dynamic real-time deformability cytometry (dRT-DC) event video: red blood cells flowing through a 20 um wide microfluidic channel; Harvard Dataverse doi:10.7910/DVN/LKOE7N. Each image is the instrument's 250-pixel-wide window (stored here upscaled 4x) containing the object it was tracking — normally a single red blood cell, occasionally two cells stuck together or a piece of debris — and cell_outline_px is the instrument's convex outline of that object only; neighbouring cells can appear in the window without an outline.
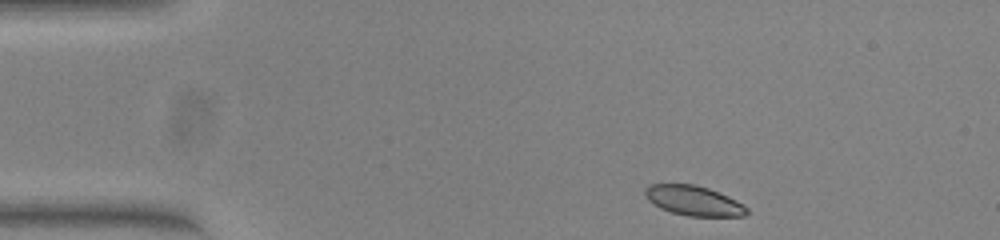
{"species": "common noctule bat (a hibernating species)", "species_latin": "Nyctalus noctula", "temperature_condition": "warm", "stored_images_in_passage": 46, "camera_frame_rate_fps": 3000, "um_per_image_px": 0.085, "animal": {"sex": "female", "body_mass_g": 23.0, "forearm_length_mm": 53.4}, "frame": {"image": 1, "passage_image": 1, "time_ms": 0.0, "image_size_px": [1000, 240], "cell_outline_px": [[748, 212], [744, 216], [688, 216], [672, 212], [660, 208], [648, 200], [644, 196], [644, 188], [648, 184], [696, 184], [708, 188], [728, 196], [744, 204], [748, 208]], "centroid_in_image_um": [58.94, 17.05], "position_along_channel_um": 26.1, "area_um2": 17.8}}
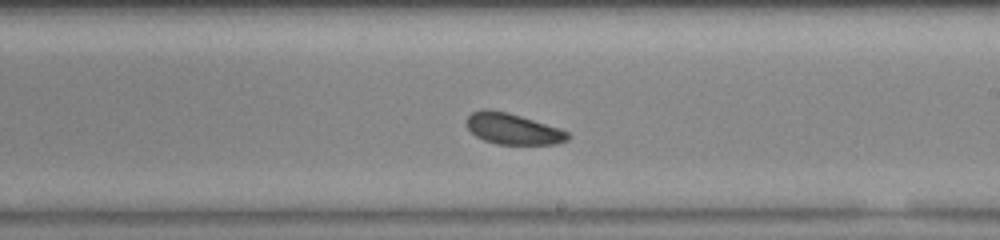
{"frame": {"image": 2, "passage_image": 24, "time_ms": 7.667, "image_size_px": [1000, 240], "cell_outline_px": [[572, 136], [568, 140], [556, 144], [496, 144], [484, 140], [476, 136], [468, 128], [468, 116], [472, 112], [484, 108], [508, 112], [560, 128], [568, 132]], "centroid_in_image_um": [43.63, 10.95], "position_along_channel_um": 245.4, "area_um2": 18.26}}
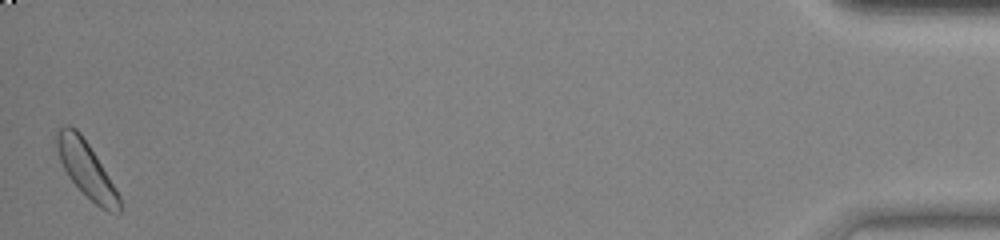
{"frame": {"image": 3, "passage_image": 46, "time_ms": 15.0, "image_size_px": [1000, 240], "cell_outline_px": [[120, 212], [108, 212], [100, 208], [68, 176], [60, 160], [56, 144], [56, 132], [64, 124], [68, 124], [76, 128], [80, 132], [96, 156], [120, 196]], "centroid_in_image_um": [7.32, 14.35], "position_along_channel_um": 427.9, "area_um2": 19.83}, "authors_computed_cell_mechanics": {"area_um2": 19.1318, "velocity_mm_per_s": 3.7769, "shape_relaxation_time_tau1_ms": 1.3238, "shape_relaxation_time_tau2_ms": 4.3315, "deformation_change_tau1": 0.0494, "deformation_change_tau2": 0.1008}}